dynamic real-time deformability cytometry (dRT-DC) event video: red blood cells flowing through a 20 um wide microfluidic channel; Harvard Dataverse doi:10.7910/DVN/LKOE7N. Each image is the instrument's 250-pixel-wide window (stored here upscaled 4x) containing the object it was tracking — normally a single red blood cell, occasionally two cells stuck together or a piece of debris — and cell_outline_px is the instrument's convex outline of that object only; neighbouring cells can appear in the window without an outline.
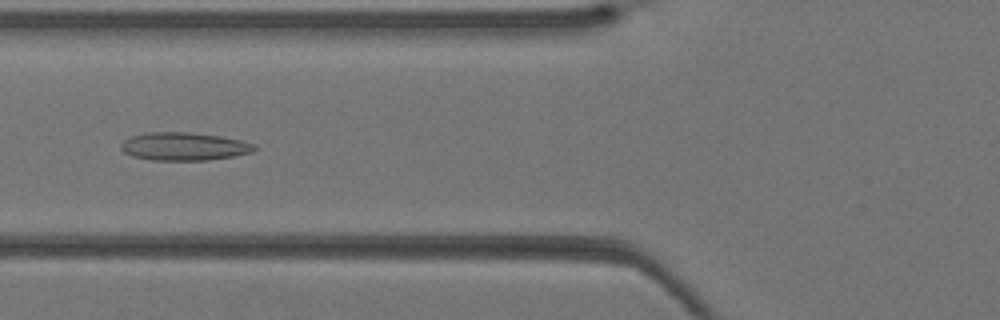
{"species": "Egyptian fruit bat (a non-hibernating species)", "species_latin": "Rousettus aegyptiacus", "temperature_condition": "warm", "stored_images_in_passage": 41, "camera_frame_rate_fps": 3000, "um_per_image_px": 0.085, "animal": {"sex": "female"}, "frame": {"image": 1, "passage_image": 16, "time_ms": 5.0, "image_size_px": [1000, 320], "cell_outline_px": [[256, 148], [252, 152], [232, 156], [208, 160], [152, 160], [132, 156], [124, 152], [120, 148], [120, 144], [124, 140], [132, 136], [144, 132], [192, 132], [220, 136], [240, 140], [256, 144]], "centroid_in_image_um": [15.62, 12.44], "position_along_channel_um": 110.2, "area_um2": 21.85}}
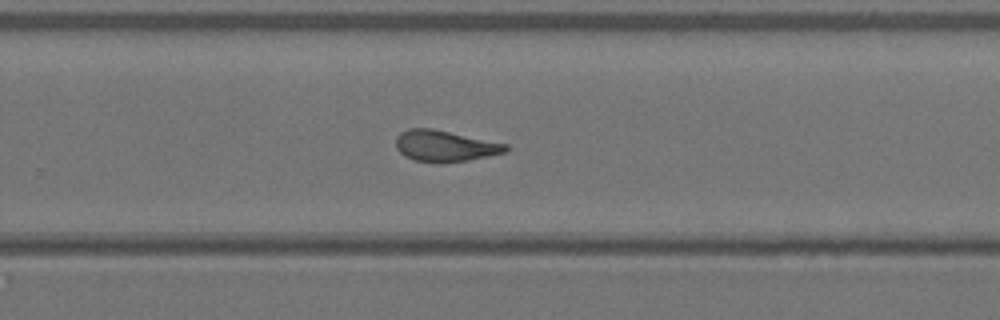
{"frame": {"image": 2, "passage_image": 27, "time_ms": 8.667, "image_size_px": [1000, 320], "cell_outline_px": [[512, 148], [508, 152], [468, 160], [416, 160], [404, 156], [396, 148], [396, 136], [400, 132], [408, 128], [432, 128], [508, 144]], "centroid_in_image_um": [37.85, 12.36], "position_along_channel_um": 291.9, "area_um2": 19.54}}
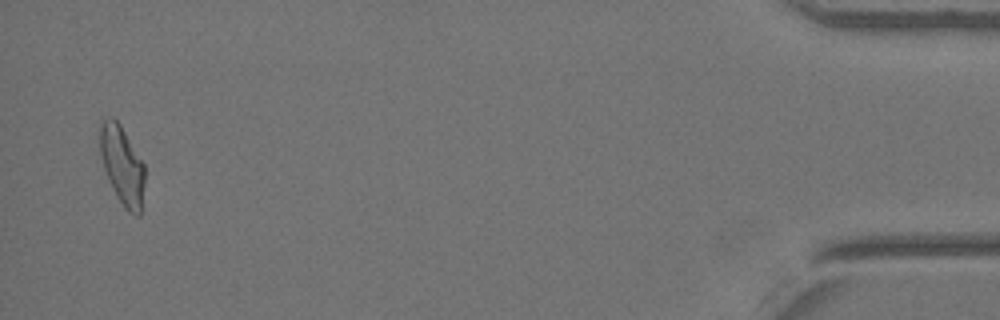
{"frame": {"image": 3, "passage_image": 40, "time_ms": 13.0, "image_size_px": [1000, 320], "cell_outline_px": [[144, 184], [140, 216], [136, 216], [128, 212], [124, 208], [116, 196], [108, 180], [100, 156], [100, 124], [104, 120], [112, 116], [120, 124], [144, 164]], "centroid_in_image_um": [10.38, 14.08], "position_along_channel_um": 424.8, "area_um2": 20.46}}